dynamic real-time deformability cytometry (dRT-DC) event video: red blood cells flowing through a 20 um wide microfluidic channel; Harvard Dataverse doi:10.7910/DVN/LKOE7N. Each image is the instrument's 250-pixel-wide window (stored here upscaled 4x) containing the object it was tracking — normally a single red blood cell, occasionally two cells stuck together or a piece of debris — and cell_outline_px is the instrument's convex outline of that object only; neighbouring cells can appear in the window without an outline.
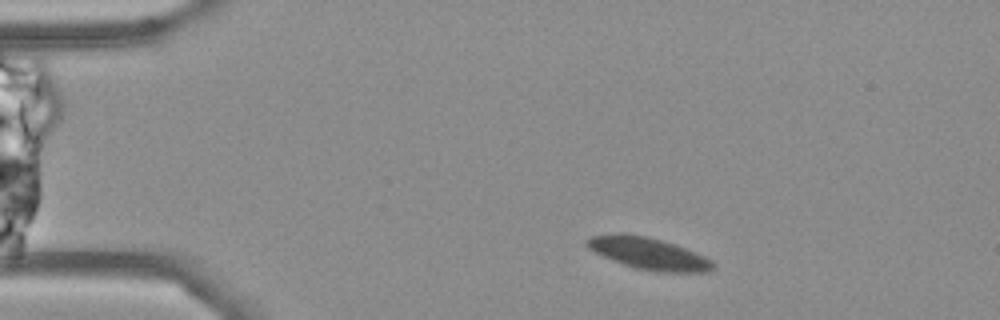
{"species": "Egyptian fruit bat (a non-hibernating species)", "species_latin": "Rousettus aegyptiacus", "temperature_condition": "cold", "stored_images_in_passage": 6, "camera_frame_rate_fps": 3000, "um_per_image_px": 0.085, "frame": {"image": 1, "passage_image": 3, "time_ms": 2.333, "image_size_px": [1000, 320], "cell_outline_px": [[716, 268], [704, 272], [656, 272], [636, 268], [624, 264], [604, 256], [588, 248], [584, 244], [584, 240], [592, 236], [620, 232], [648, 236], [676, 244], [704, 256], [712, 260], [716, 264]], "centroid_in_image_um": [55.14, 21.53], "position_along_channel_um": 29.9, "area_um2": 23.58}}